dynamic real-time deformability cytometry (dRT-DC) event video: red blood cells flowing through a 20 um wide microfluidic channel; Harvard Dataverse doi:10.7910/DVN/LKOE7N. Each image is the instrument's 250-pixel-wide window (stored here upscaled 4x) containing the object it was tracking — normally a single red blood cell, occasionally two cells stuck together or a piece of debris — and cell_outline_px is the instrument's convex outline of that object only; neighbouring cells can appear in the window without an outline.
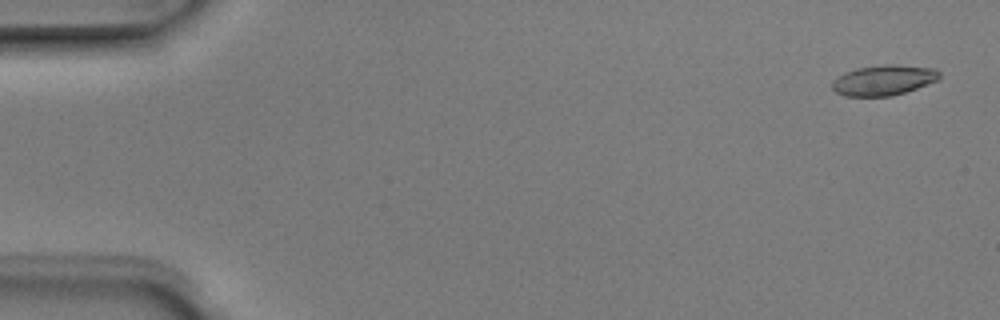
{"species": "Egyptian fruit bat (a non-hibernating species)", "species_latin": "Rousettus aegyptiacus", "temperature_condition": "room temperature", "stored_images_in_passage": 4, "camera_frame_rate_fps": 3000, "um_per_image_px": 0.085, "animal": {"sex": "male"}, "frame": {"image": 1, "passage_image": 1, "time_ms": 0.0, "image_size_px": [1000, 320], "cell_outline_px": [[940, 80], [892, 96], [844, 96], [836, 92], [832, 88], [832, 80], [844, 72], [856, 68], [884, 64], [896, 64], [936, 68], [940, 72]], "centroid_in_image_um": [75.12, 6.8], "position_along_channel_um": 9.9, "area_um2": 19.19}}
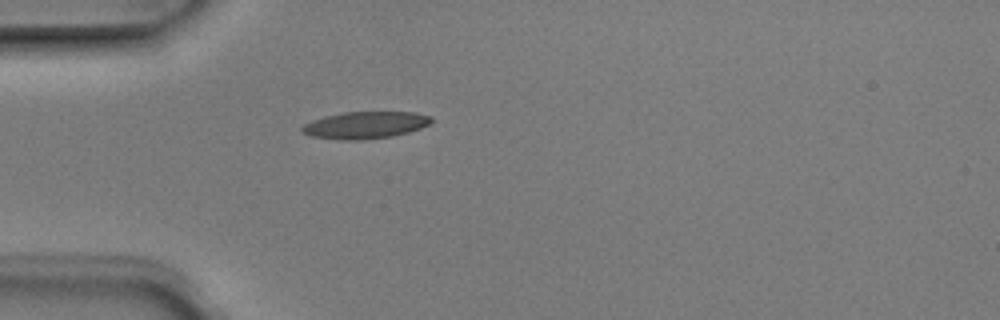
{"frame": {"image": 2, "passage_image": 4, "time_ms": 1.0, "image_size_px": [1000, 320], "cell_outline_px": [[432, 120], [428, 124], [420, 128], [408, 132], [392, 136], [364, 140], [340, 140], [312, 136], [300, 132], [300, 128], [304, 124], [312, 120], [324, 116], [344, 112], [416, 112], [432, 116]], "centroid_in_image_um": [31.02, 10.63], "position_along_channel_um": 54.0, "area_um2": 20.46}}